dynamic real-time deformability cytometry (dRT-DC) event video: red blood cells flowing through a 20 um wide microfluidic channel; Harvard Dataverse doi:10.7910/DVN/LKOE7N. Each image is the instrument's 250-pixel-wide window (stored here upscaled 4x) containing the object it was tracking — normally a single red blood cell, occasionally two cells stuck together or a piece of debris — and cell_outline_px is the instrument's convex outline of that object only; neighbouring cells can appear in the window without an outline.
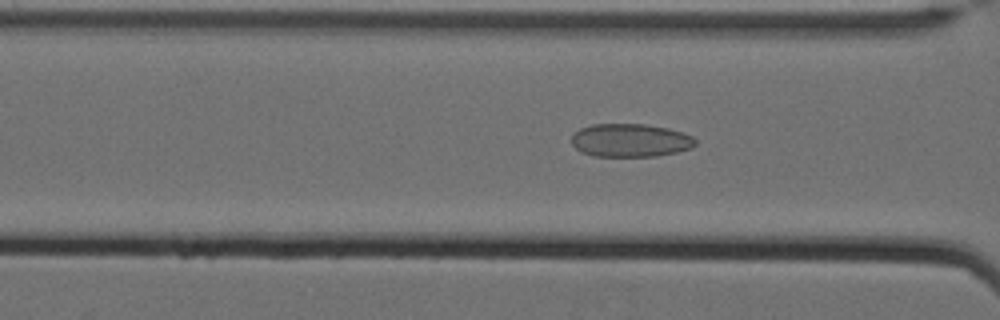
{"species": "Egyptian fruit bat (a non-hibernating species)", "species_latin": "Rousettus aegyptiacus", "temperature_condition": "cold", "stored_images_in_passage": 34, "camera_frame_rate_fps": 3000, "um_per_image_px": 0.085, "animal": {"sex": "female"}, "frame": {"image": 1, "passage_image": 11, "time_ms": 3.333, "image_size_px": [1000, 320], "cell_outline_px": [[696, 144], [692, 148], [676, 152], [656, 156], [592, 156], [580, 152], [572, 144], [572, 136], [580, 128], [592, 124], [644, 124], [668, 128], [684, 132], [692, 136], [696, 140]], "centroid_in_image_um": [53.59, 11.93], "position_along_channel_um": 113.0, "area_um2": 24.1}}
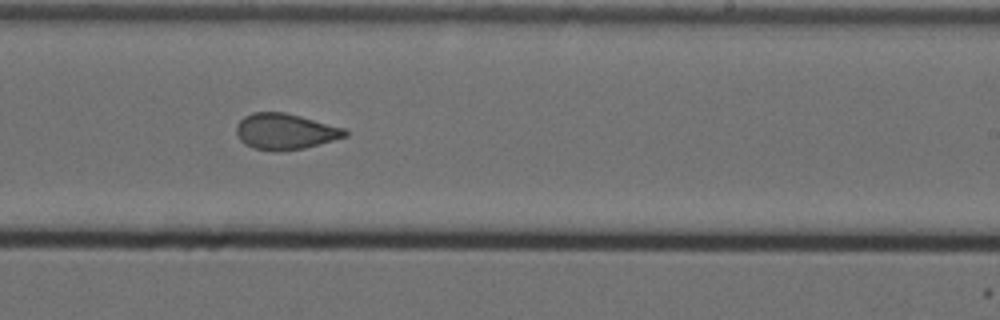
{"frame": {"image": 2, "passage_image": 24, "time_ms": 7.667, "image_size_px": [1000, 320], "cell_outline_px": [[348, 136], [320, 144], [304, 148], [280, 152], [272, 152], [256, 148], [244, 144], [236, 136], [236, 124], [244, 116], [252, 112], [284, 112], [300, 116], [344, 128], [348, 132]], "centroid_in_image_um": [24.21, 11.19], "position_along_channel_um": 264.8, "area_um2": 22.95}}
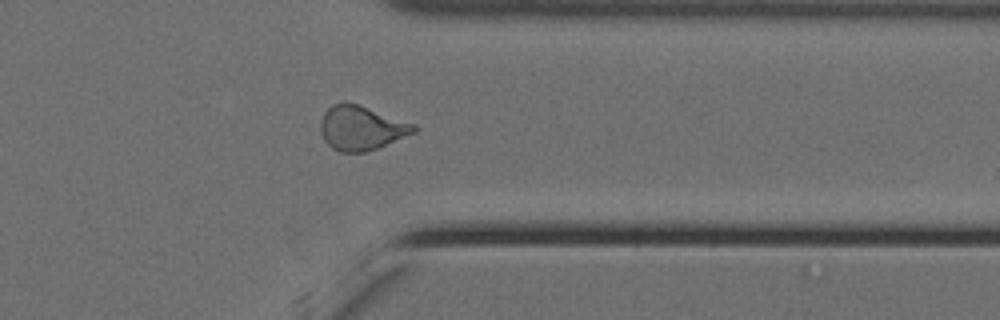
{"frame": {"image": 3, "passage_image": 34, "time_ms": 11.0, "image_size_px": [1000, 320], "cell_outline_px": [[420, 128], [416, 132], [376, 148], [364, 152], [340, 152], [332, 148], [324, 140], [320, 132], [320, 120], [324, 112], [332, 104], [360, 104], [416, 124]], "centroid_in_image_um": [30.73, 10.88], "position_along_channel_um": 380.7, "area_um2": 24.1}, "authors_computed_cell_mechanics": {"area_um2": 23.0333, "velocity_mm_per_s": 3.4892, "shape_relaxation_time_tau1_ms": null, "shape_relaxation_time_tau2_ms": 1.9295, "deformation_change_tau1": null, "deformation_change_tau2": 0.0751}}